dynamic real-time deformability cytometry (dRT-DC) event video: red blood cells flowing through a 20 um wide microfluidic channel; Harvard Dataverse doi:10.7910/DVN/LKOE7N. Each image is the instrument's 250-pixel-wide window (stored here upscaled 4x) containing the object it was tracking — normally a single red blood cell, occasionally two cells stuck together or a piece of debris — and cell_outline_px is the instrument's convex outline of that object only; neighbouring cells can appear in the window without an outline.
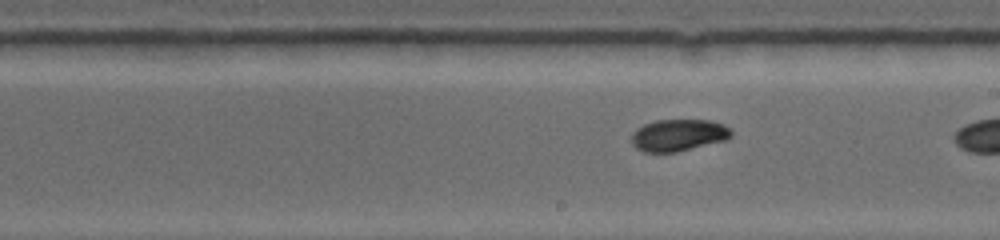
{"species": "common noctule bat (a hibernating species)", "species_latin": "Nyctalus noctula", "temperature_condition": "warm", "stored_images_in_passage": 26, "camera_frame_rate_fps": 5000, "um_per_image_px": 0.085, "animal": {"sex": "female", "body_mass_g": 19.0, "forearm_length_mm": 53.3}, "frame": {"image": 1, "passage_image": 15, "time_ms": 3.6, "image_size_px": [1000, 240], "cell_outline_px": [[732, 136], [724, 140], [672, 152], [644, 152], [636, 148], [632, 144], [632, 136], [636, 128], [644, 124], [656, 120], [708, 120], [724, 124], [732, 132]], "centroid_in_image_um": [57.63, 11.47], "position_along_channel_um": 231.4, "area_um2": 18.21}}
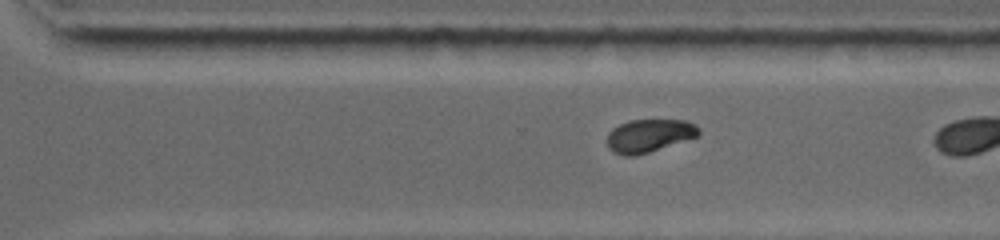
{"frame": {"image": 2, "passage_image": 22, "time_ms": 5.8, "image_size_px": [1000, 240], "cell_outline_px": [[700, 132], [696, 136], [648, 152], [632, 156], [628, 156], [616, 152], [608, 144], [608, 132], [612, 128], [628, 120], [684, 120], [696, 124], [700, 128]], "centroid_in_image_um": [55.19, 11.5], "position_along_channel_um": 315.4, "area_um2": 17.17}}